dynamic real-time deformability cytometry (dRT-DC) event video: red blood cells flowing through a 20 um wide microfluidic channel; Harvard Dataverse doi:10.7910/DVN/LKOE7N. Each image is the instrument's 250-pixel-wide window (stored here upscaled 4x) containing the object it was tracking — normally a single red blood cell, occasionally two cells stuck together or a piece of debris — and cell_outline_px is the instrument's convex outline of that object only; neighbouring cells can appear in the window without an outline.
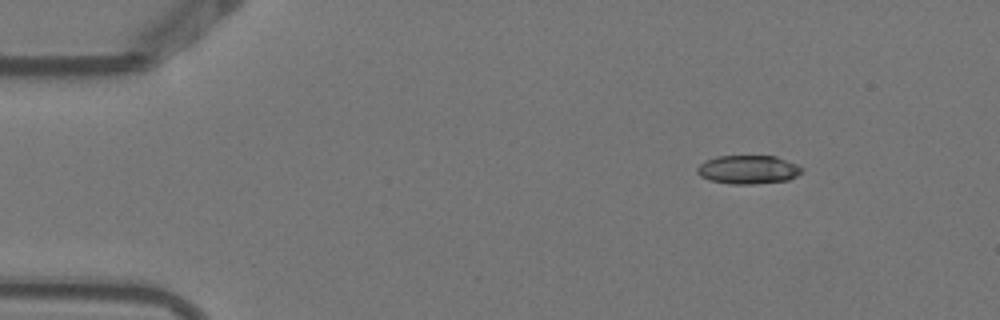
{"species": "Egyptian fruit bat (a non-hibernating species)", "species_latin": "Rousettus aegyptiacus", "temperature_condition": "warm", "stored_images_in_passage": 6, "camera_frame_rate_fps": 3000, "um_per_image_px": 0.085, "animal": {"sex": "female"}, "frame": {"image": 1, "passage_image": 1, "time_ms": 0.0, "image_size_px": [1000, 320], "cell_outline_px": [[804, 172], [788, 180], [756, 184], [732, 184], [708, 180], [700, 176], [696, 172], [696, 168], [700, 164], [716, 156], [776, 156], [796, 164], [804, 168]], "centroid_in_image_um": [63.61, 14.42], "position_along_channel_um": 21.4, "area_um2": 17.57}}
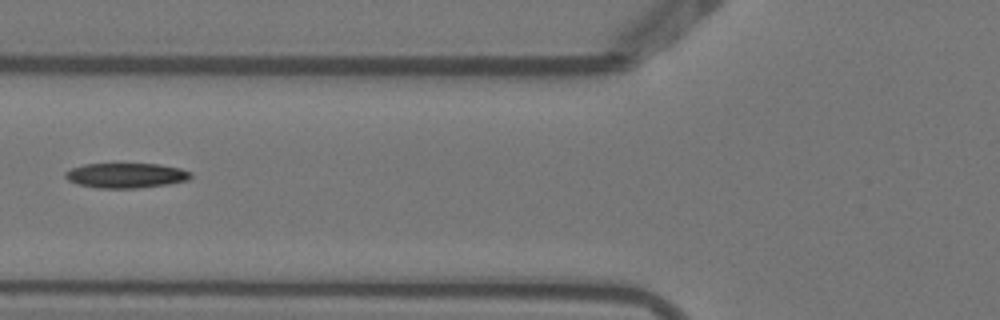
{"frame": {"image": 2, "passage_image": 5, "time_ms": 1.333, "image_size_px": [1000, 320], "cell_outline_px": [[192, 176], [188, 180], [168, 184], [136, 188], [96, 188], [76, 184], [68, 180], [64, 176], [64, 172], [72, 168], [84, 164], [160, 164], [180, 168], [192, 172]], "centroid_in_image_um": [10.7, 14.91], "position_along_channel_um": 115.1, "area_um2": 18.32}}
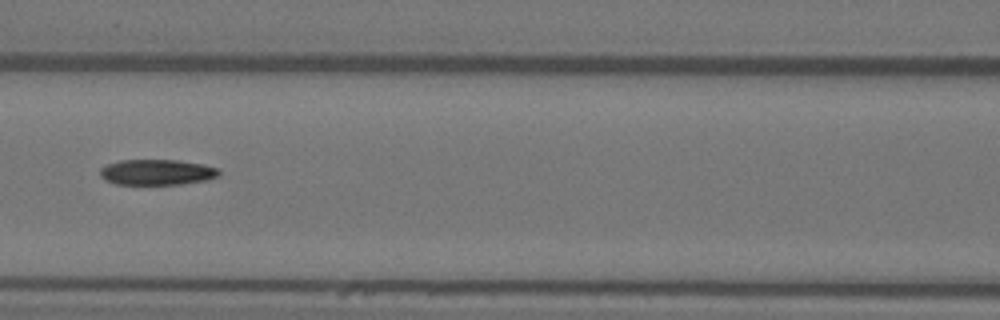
{"frame": {"image": 3, "passage_image": 6, "time_ms": 1.667, "image_size_px": [1000, 320], "cell_outline_px": [[220, 176], [208, 180], [184, 184], [116, 184], [104, 180], [100, 176], [100, 168], [108, 164], [120, 160], [176, 160], [204, 164], [216, 168], [220, 172]], "centroid_in_image_um": [13.35, 14.64], "position_along_channel_um": 153.2, "area_um2": 17.86}}